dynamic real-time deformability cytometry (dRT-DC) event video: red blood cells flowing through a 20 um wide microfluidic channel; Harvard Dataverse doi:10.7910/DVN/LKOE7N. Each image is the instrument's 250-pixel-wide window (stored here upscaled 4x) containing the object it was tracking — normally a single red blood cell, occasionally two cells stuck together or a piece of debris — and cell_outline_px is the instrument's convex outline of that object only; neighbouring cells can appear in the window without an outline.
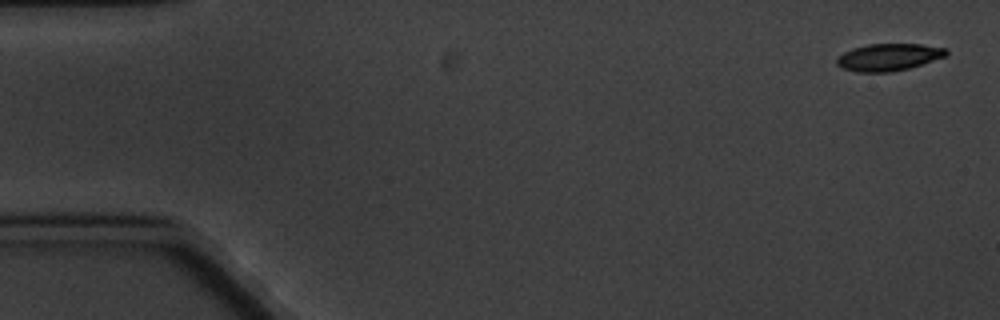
{"species": "common noctule bat (a hibernating species)", "species_latin": "Nyctalus noctula", "temperature_condition": "cold", "stored_images_in_passage": 8, "camera_frame_rate_fps": 3000, "um_per_image_px": 0.085, "animal": {"sex": "male", "body_mass_g": 20.1, "forearm_length_mm": 53.5}, "frame": {"image": 1, "passage_image": 1, "time_ms": 0.0, "image_size_px": [1000, 320], "cell_outline_px": [[948, 52], [944, 56], [908, 68], [892, 72], [856, 72], [840, 68], [836, 64], [836, 60], [844, 52], [852, 48], [868, 44], [920, 44], [948, 48]], "centroid_in_image_um": [75.49, 4.86], "position_along_channel_um": 9.5, "area_um2": 17.22}}
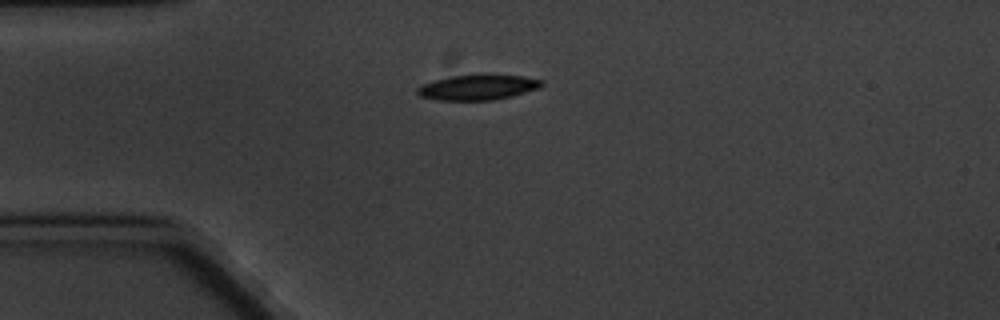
{"frame": {"image": 2, "passage_image": 4, "time_ms": 4.333, "image_size_px": [1000, 320], "cell_outline_px": [[544, 84], [540, 88], [512, 96], [492, 100], [436, 100], [420, 96], [416, 92], [416, 88], [420, 84], [452, 76], [480, 72], [492, 72], [520, 76], [544, 80]], "centroid_in_image_um": [40.64, 7.38], "position_along_channel_um": 44.4, "area_um2": 19.07}}
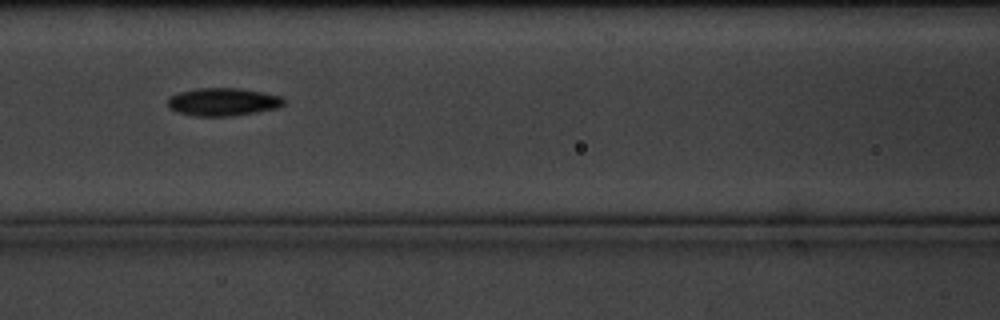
{"frame": {"image": 3, "passage_image": 7, "time_ms": 8.0, "image_size_px": [1000, 320], "cell_outline_px": [[284, 104], [276, 108], [256, 112], [232, 116], [196, 116], [176, 112], [168, 108], [168, 100], [172, 96], [180, 92], [196, 88], [240, 88], [264, 92], [280, 96], [284, 100]], "centroid_in_image_um": [18.94, 8.66], "position_along_channel_um": 147.7, "area_um2": 18.84}}